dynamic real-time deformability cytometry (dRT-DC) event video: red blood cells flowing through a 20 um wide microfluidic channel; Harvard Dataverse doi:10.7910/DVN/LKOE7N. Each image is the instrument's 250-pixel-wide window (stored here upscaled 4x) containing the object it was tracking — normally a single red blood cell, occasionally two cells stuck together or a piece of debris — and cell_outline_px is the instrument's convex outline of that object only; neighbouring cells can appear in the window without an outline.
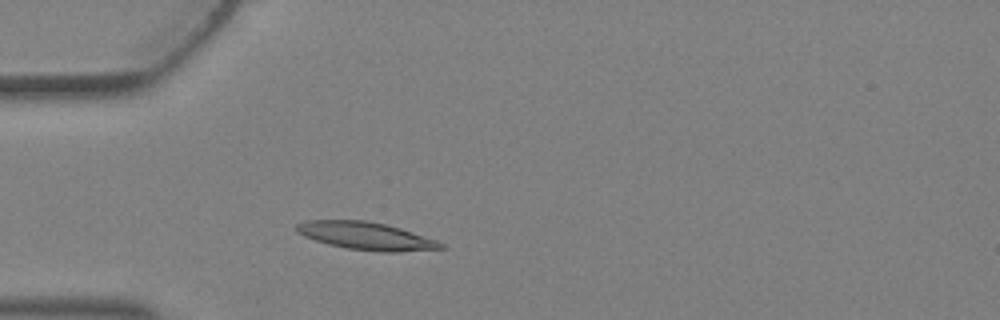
{"species": "Egyptian fruit bat (a non-hibernating species)", "species_latin": "Rousettus aegyptiacus", "temperature_condition": "warm", "stored_images_in_passage": 2, "camera_frame_rate_fps": 3000, "um_per_image_px": 0.085, "animal": {"sex": "female"}, "frame": {"image": 1, "passage_image": 2, "time_ms": 0.333, "image_size_px": [1000, 320], "cell_outline_px": [[448, 248], [396, 252], [380, 252], [348, 248], [328, 244], [304, 236], [296, 232], [296, 224], [308, 220], [368, 220], [400, 228], [448, 244]], "centroid_in_image_um": [31.16, 20.06], "position_along_channel_um": 53.8, "area_um2": 23.29}}